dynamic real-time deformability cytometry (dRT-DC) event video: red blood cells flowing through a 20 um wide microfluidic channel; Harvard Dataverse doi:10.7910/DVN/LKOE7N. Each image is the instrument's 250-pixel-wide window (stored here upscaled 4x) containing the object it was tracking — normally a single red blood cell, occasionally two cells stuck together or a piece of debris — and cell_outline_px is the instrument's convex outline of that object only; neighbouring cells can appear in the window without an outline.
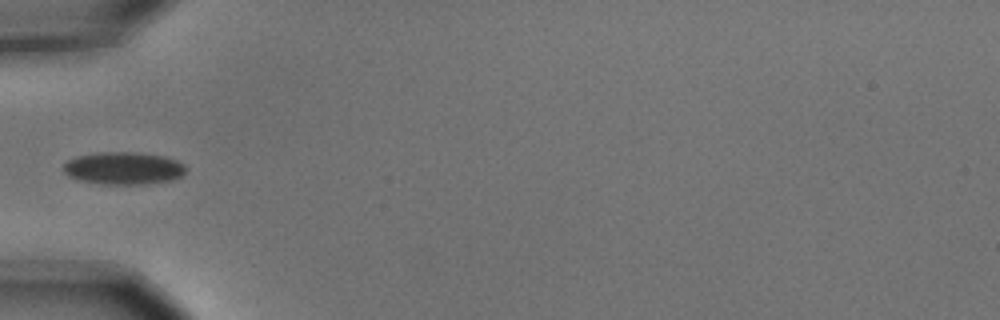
{"species": "common noctule bat (a hibernating species)", "species_latin": "Nyctalus noctula", "temperature_condition": "cold", "stored_images_in_passage": 8, "camera_frame_rate_fps": 3000, "um_per_image_px": 0.085, "animal": {"sex": "male", "body_mass_g": 15.6}, "frame": {"image": 1, "passage_image": 5, "time_ms": 1.333, "image_size_px": [1000, 320], "cell_outline_px": [[184, 172], [180, 176], [172, 180], [148, 184], [100, 184], [80, 180], [68, 176], [64, 172], [64, 164], [68, 160], [76, 156], [100, 152], [136, 152], [164, 156], [176, 160], [184, 164]], "centroid_in_image_um": [10.48, 14.3], "position_along_channel_um": 74.5, "area_um2": 23.18}}
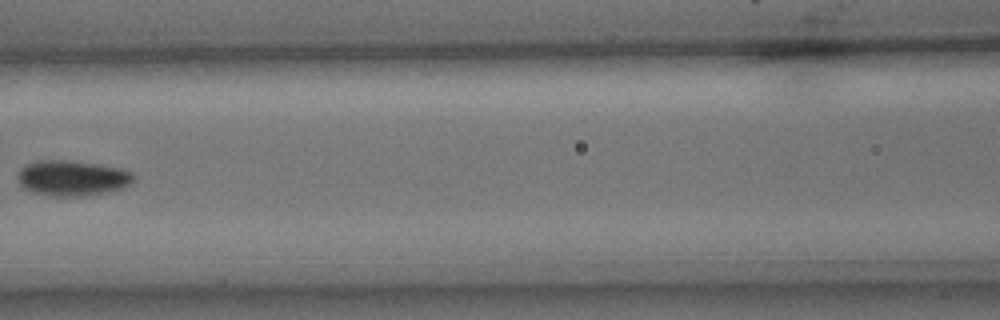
{"frame": {"image": 2, "passage_image": 7, "time_ms": 2.0, "image_size_px": [1000, 320], "cell_outline_px": [[132, 180], [128, 184], [120, 188], [108, 192], [80, 196], [48, 196], [32, 192], [24, 188], [16, 180], [16, 176], [20, 168], [24, 164], [36, 160], [72, 160], [120, 168], [132, 172]], "centroid_in_image_um": [6.04, 15.12], "position_along_channel_um": 160.6, "area_um2": 24.04}}
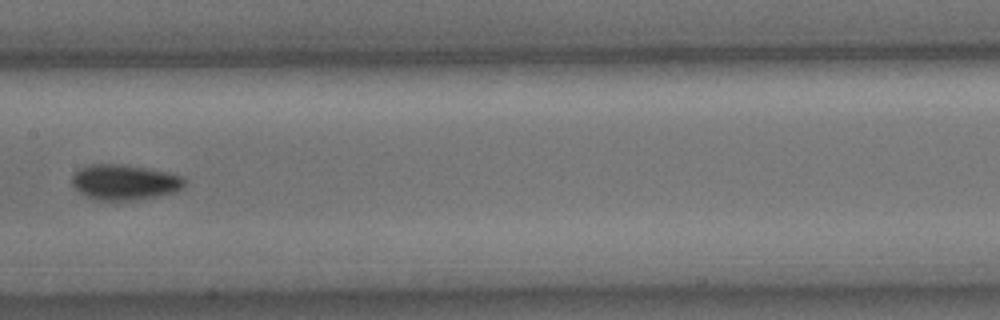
{"frame": {"image": 3, "passage_image": 8, "time_ms": 2.333, "image_size_px": [1000, 320], "cell_outline_px": [[184, 184], [176, 192], [136, 200], [100, 200], [84, 196], [72, 184], [72, 176], [80, 168], [88, 164], [120, 164], [148, 168], [168, 172], [184, 176]], "centroid_in_image_um": [10.58, 15.48], "position_along_channel_um": 196.8, "area_um2": 23.18}}